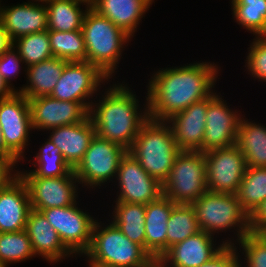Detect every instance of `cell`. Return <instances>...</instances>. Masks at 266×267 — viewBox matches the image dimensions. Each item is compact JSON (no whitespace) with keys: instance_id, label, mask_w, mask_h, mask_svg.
<instances>
[{"instance_id":"cell-35","label":"cell","mask_w":266,"mask_h":267,"mask_svg":"<svg viewBox=\"0 0 266 267\" xmlns=\"http://www.w3.org/2000/svg\"><path fill=\"white\" fill-rule=\"evenodd\" d=\"M26 67L53 57L49 30L21 36L13 41Z\"/></svg>"},{"instance_id":"cell-5","label":"cell","mask_w":266,"mask_h":267,"mask_svg":"<svg viewBox=\"0 0 266 267\" xmlns=\"http://www.w3.org/2000/svg\"><path fill=\"white\" fill-rule=\"evenodd\" d=\"M82 33L86 62L96 66L109 79L115 78L124 51L133 38L91 7L85 14Z\"/></svg>"},{"instance_id":"cell-40","label":"cell","mask_w":266,"mask_h":267,"mask_svg":"<svg viewBox=\"0 0 266 267\" xmlns=\"http://www.w3.org/2000/svg\"><path fill=\"white\" fill-rule=\"evenodd\" d=\"M249 227L251 231L258 233L266 230V199L249 215Z\"/></svg>"},{"instance_id":"cell-47","label":"cell","mask_w":266,"mask_h":267,"mask_svg":"<svg viewBox=\"0 0 266 267\" xmlns=\"http://www.w3.org/2000/svg\"><path fill=\"white\" fill-rule=\"evenodd\" d=\"M150 267H164L159 261H155Z\"/></svg>"},{"instance_id":"cell-10","label":"cell","mask_w":266,"mask_h":267,"mask_svg":"<svg viewBox=\"0 0 266 267\" xmlns=\"http://www.w3.org/2000/svg\"><path fill=\"white\" fill-rule=\"evenodd\" d=\"M109 81L108 77L89 62H67L49 96L62 101L80 102L90 110L94 97L105 84L109 85Z\"/></svg>"},{"instance_id":"cell-18","label":"cell","mask_w":266,"mask_h":267,"mask_svg":"<svg viewBox=\"0 0 266 267\" xmlns=\"http://www.w3.org/2000/svg\"><path fill=\"white\" fill-rule=\"evenodd\" d=\"M215 90L209 97L194 102L187 109L179 112L166 122L169 124L181 151H202L203 137L206 127L208 101L217 93Z\"/></svg>"},{"instance_id":"cell-38","label":"cell","mask_w":266,"mask_h":267,"mask_svg":"<svg viewBox=\"0 0 266 267\" xmlns=\"http://www.w3.org/2000/svg\"><path fill=\"white\" fill-rule=\"evenodd\" d=\"M23 64L24 62L14 46L0 56L1 76L16 92H18V87H15L12 81H16L15 79L20 76L19 74L22 72L21 70L24 69L23 73L26 72V66Z\"/></svg>"},{"instance_id":"cell-9","label":"cell","mask_w":266,"mask_h":267,"mask_svg":"<svg viewBox=\"0 0 266 267\" xmlns=\"http://www.w3.org/2000/svg\"><path fill=\"white\" fill-rule=\"evenodd\" d=\"M78 200L66 207H54L41 210L51 226L57 231L64 246L75 256L82 257L89 249L93 227L98 219L88 210L81 209Z\"/></svg>"},{"instance_id":"cell-7","label":"cell","mask_w":266,"mask_h":267,"mask_svg":"<svg viewBox=\"0 0 266 267\" xmlns=\"http://www.w3.org/2000/svg\"><path fill=\"white\" fill-rule=\"evenodd\" d=\"M127 152L119 144L95 134L82 160L73 169L81 189L95 191L103 185V189L109 187V183L113 185L121 159Z\"/></svg>"},{"instance_id":"cell-24","label":"cell","mask_w":266,"mask_h":267,"mask_svg":"<svg viewBox=\"0 0 266 267\" xmlns=\"http://www.w3.org/2000/svg\"><path fill=\"white\" fill-rule=\"evenodd\" d=\"M174 204L162 195L145 205V250L155 261L166 252L167 221Z\"/></svg>"},{"instance_id":"cell-23","label":"cell","mask_w":266,"mask_h":267,"mask_svg":"<svg viewBox=\"0 0 266 267\" xmlns=\"http://www.w3.org/2000/svg\"><path fill=\"white\" fill-rule=\"evenodd\" d=\"M154 3L155 0H95L91 8L132 38Z\"/></svg>"},{"instance_id":"cell-28","label":"cell","mask_w":266,"mask_h":267,"mask_svg":"<svg viewBox=\"0 0 266 267\" xmlns=\"http://www.w3.org/2000/svg\"><path fill=\"white\" fill-rule=\"evenodd\" d=\"M113 204V211L108 215L111 219L108 220L130 241L145 249V205L120 201H113Z\"/></svg>"},{"instance_id":"cell-11","label":"cell","mask_w":266,"mask_h":267,"mask_svg":"<svg viewBox=\"0 0 266 267\" xmlns=\"http://www.w3.org/2000/svg\"><path fill=\"white\" fill-rule=\"evenodd\" d=\"M0 125L6 147L22 162L27 157L32 121L29 100L23 94L0 100ZM27 150V152H25Z\"/></svg>"},{"instance_id":"cell-43","label":"cell","mask_w":266,"mask_h":267,"mask_svg":"<svg viewBox=\"0 0 266 267\" xmlns=\"http://www.w3.org/2000/svg\"><path fill=\"white\" fill-rule=\"evenodd\" d=\"M13 46V40L0 21V56Z\"/></svg>"},{"instance_id":"cell-26","label":"cell","mask_w":266,"mask_h":267,"mask_svg":"<svg viewBox=\"0 0 266 267\" xmlns=\"http://www.w3.org/2000/svg\"><path fill=\"white\" fill-rule=\"evenodd\" d=\"M242 115L237 136L236 146L246 159L249 167L266 168V124Z\"/></svg>"},{"instance_id":"cell-25","label":"cell","mask_w":266,"mask_h":267,"mask_svg":"<svg viewBox=\"0 0 266 267\" xmlns=\"http://www.w3.org/2000/svg\"><path fill=\"white\" fill-rule=\"evenodd\" d=\"M68 61L51 57L37 64L26 67V83L18 87V92L26 98L49 96L57 84Z\"/></svg>"},{"instance_id":"cell-27","label":"cell","mask_w":266,"mask_h":267,"mask_svg":"<svg viewBox=\"0 0 266 267\" xmlns=\"http://www.w3.org/2000/svg\"><path fill=\"white\" fill-rule=\"evenodd\" d=\"M44 143L40 144L39 150L36 151L34 158L26 161L31 162V169H18V174L21 177H61L67 176L73 169L67 164L60 149L56 147L49 137L44 138ZM33 167V169H32Z\"/></svg>"},{"instance_id":"cell-29","label":"cell","mask_w":266,"mask_h":267,"mask_svg":"<svg viewBox=\"0 0 266 267\" xmlns=\"http://www.w3.org/2000/svg\"><path fill=\"white\" fill-rule=\"evenodd\" d=\"M45 6L47 29L54 31L82 30L85 14L90 8L76 0H53Z\"/></svg>"},{"instance_id":"cell-32","label":"cell","mask_w":266,"mask_h":267,"mask_svg":"<svg viewBox=\"0 0 266 267\" xmlns=\"http://www.w3.org/2000/svg\"><path fill=\"white\" fill-rule=\"evenodd\" d=\"M236 195L242 209L250 215L266 199V168L247 166Z\"/></svg>"},{"instance_id":"cell-30","label":"cell","mask_w":266,"mask_h":267,"mask_svg":"<svg viewBox=\"0 0 266 267\" xmlns=\"http://www.w3.org/2000/svg\"><path fill=\"white\" fill-rule=\"evenodd\" d=\"M232 18L253 36H266V0H230Z\"/></svg>"},{"instance_id":"cell-44","label":"cell","mask_w":266,"mask_h":267,"mask_svg":"<svg viewBox=\"0 0 266 267\" xmlns=\"http://www.w3.org/2000/svg\"><path fill=\"white\" fill-rule=\"evenodd\" d=\"M16 91L2 78L0 73V100L13 95Z\"/></svg>"},{"instance_id":"cell-14","label":"cell","mask_w":266,"mask_h":267,"mask_svg":"<svg viewBox=\"0 0 266 267\" xmlns=\"http://www.w3.org/2000/svg\"><path fill=\"white\" fill-rule=\"evenodd\" d=\"M223 98L218 92L208 101L202 153L236 145L237 131L243 114L239 109H235V106L234 109L230 108L231 104Z\"/></svg>"},{"instance_id":"cell-13","label":"cell","mask_w":266,"mask_h":267,"mask_svg":"<svg viewBox=\"0 0 266 267\" xmlns=\"http://www.w3.org/2000/svg\"><path fill=\"white\" fill-rule=\"evenodd\" d=\"M113 184L118 189L114 201L147 205L163 195V185L128 152L121 159Z\"/></svg>"},{"instance_id":"cell-3","label":"cell","mask_w":266,"mask_h":267,"mask_svg":"<svg viewBox=\"0 0 266 267\" xmlns=\"http://www.w3.org/2000/svg\"><path fill=\"white\" fill-rule=\"evenodd\" d=\"M191 205L195 210L201 231L216 238H220L222 233L225 235L228 231L230 234L233 232L234 236L228 235L231 238L223 237L221 239L226 246H235L251 231L249 215L242 209L236 194H223L207 190Z\"/></svg>"},{"instance_id":"cell-31","label":"cell","mask_w":266,"mask_h":267,"mask_svg":"<svg viewBox=\"0 0 266 267\" xmlns=\"http://www.w3.org/2000/svg\"><path fill=\"white\" fill-rule=\"evenodd\" d=\"M200 230L191 204H174L167 221L166 251Z\"/></svg>"},{"instance_id":"cell-22","label":"cell","mask_w":266,"mask_h":267,"mask_svg":"<svg viewBox=\"0 0 266 267\" xmlns=\"http://www.w3.org/2000/svg\"><path fill=\"white\" fill-rule=\"evenodd\" d=\"M47 131L44 134L49 133L47 137L60 149L63 158L72 169L82 160L96 134L90 116L79 123L55 127Z\"/></svg>"},{"instance_id":"cell-42","label":"cell","mask_w":266,"mask_h":267,"mask_svg":"<svg viewBox=\"0 0 266 267\" xmlns=\"http://www.w3.org/2000/svg\"><path fill=\"white\" fill-rule=\"evenodd\" d=\"M0 156L8 158L18 169L21 167L20 165L21 161L5 145L2 135L1 125H0Z\"/></svg>"},{"instance_id":"cell-12","label":"cell","mask_w":266,"mask_h":267,"mask_svg":"<svg viewBox=\"0 0 266 267\" xmlns=\"http://www.w3.org/2000/svg\"><path fill=\"white\" fill-rule=\"evenodd\" d=\"M204 155L207 190L236 194L247 169L241 150L233 145L208 151Z\"/></svg>"},{"instance_id":"cell-8","label":"cell","mask_w":266,"mask_h":267,"mask_svg":"<svg viewBox=\"0 0 266 267\" xmlns=\"http://www.w3.org/2000/svg\"><path fill=\"white\" fill-rule=\"evenodd\" d=\"M206 191L204 153L181 151L163 183V195L175 204H192Z\"/></svg>"},{"instance_id":"cell-48","label":"cell","mask_w":266,"mask_h":267,"mask_svg":"<svg viewBox=\"0 0 266 267\" xmlns=\"http://www.w3.org/2000/svg\"><path fill=\"white\" fill-rule=\"evenodd\" d=\"M0 267H6V266L0 262Z\"/></svg>"},{"instance_id":"cell-36","label":"cell","mask_w":266,"mask_h":267,"mask_svg":"<svg viewBox=\"0 0 266 267\" xmlns=\"http://www.w3.org/2000/svg\"><path fill=\"white\" fill-rule=\"evenodd\" d=\"M235 248L240 252V267H266V236L264 233L250 231L235 245Z\"/></svg>"},{"instance_id":"cell-45","label":"cell","mask_w":266,"mask_h":267,"mask_svg":"<svg viewBox=\"0 0 266 267\" xmlns=\"http://www.w3.org/2000/svg\"><path fill=\"white\" fill-rule=\"evenodd\" d=\"M51 1H53V0H28V2L37 3V4H47Z\"/></svg>"},{"instance_id":"cell-19","label":"cell","mask_w":266,"mask_h":267,"mask_svg":"<svg viewBox=\"0 0 266 267\" xmlns=\"http://www.w3.org/2000/svg\"><path fill=\"white\" fill-rule=\"evenodd\" d=\"M25 231L31 241L36 257H42L49 263H61L75 256L64 246L57 231L51 226L41 211L31 209Z\"/></svg>"},{"instance_id":"cell-16","label":"cell","mask_w":266,"mask_h":267,"mask_svg":"<svg viewBox=\"0 0 266 267\" xmlns=\"http://www.w3.org/2000/svg\"><path fill=\"white\" fill-rule=\"evenodd\" d=\"M29 100L33 132L67 126L84 121L89 110L80 102L62 101L50 96Z\"/></svg>"},{"instance_id":"cell-2","label":"cell","mask_w":266,"mask_h":267,"mask_svg":"<svg viewBox=\"0 0 266 267\" xmlns=\"http://www.w3.org/2000/svg\"><path fill=\"white\" fill-rule=\"evenodd\" d=\"M114 81V78L113 82L110 80L108 88L105 86V91L102 89L98 93L89 116L99 137L119 144L128 151L142 125L149 119L148 97L145 96L144 103L140 102V97L128 86L129 83L125 80L122 83Z\"/></svg>"},{"instance_id":"cell-41","label":"cell","mask_w":266,"mask_h":267,"mask_svg":"<svg viewBox=\"0 0 266 267\" xmlns=\"http://www.w3.org/2000/svg\"><path fill=\"white\" fill-rule=\"evenodd\" d=\"M17 175V167L8 158L0 156V187L8 184Z\"/></svg>"},{"instance_id":"cell-17","label":"cell","mask_w":266,"mask_h":267,"mask_svg":"<svg viewBox=\"0 0 266 267\" xmlns=\"http://www.w3.org/2000/svg\"><path fill=\"white\" fill-rule=\"evenodd\" d=\"M219 240L218 242H216ZM216 237L199 231L171 246L158 260L164 267H199L214 258L226 245Z\"/></svg>"},{"instance_id":"cell-21","label":"cell","mask_w":266,"mask_h":267,"mask_svg":"<svg viewBox=\"0 0 266 267\" xmlns=\"http://www.w3.org/2000/svg\"><path fill=\"white\" fill-rule=\"evenodd\" d=\"M0 21L13 41L24 35L48 30L45 4L27 1L6 6L0 3Z\"/></svg>"},{"instance_id":"cell-6","label":"cell","mask_w":266,"mask_h":267,"mask_svg":"<svg viewBox=\"0 0 266 267\" xmlns=\"http://www.w3.org/2000/svg\"><path fill=\"white\" fill-rule=\"evenodd\" d=\"M181 150L166 121L149 118L141 127L128 153L162 185Z\"/></svg>"},{"instance_id":"cell-1","label":"cell","mask_w":266,"mask_h":267,"mask_svg":"<svg viewBox=\"0 0 266 267\" xmlns=\"http://www.w3.org/2000/svg\"><path fill=\"white\" fill-rule=\"evenodd\" d=\"M221 71L220 65L210 60L154 70L146 85L149 118L166 121L209 97L216 89Z\"/></svg>"},{"instance_id":"cell-4","label":"cell","mask_w":266,"mask_h":267,"mask_svg":"<svg viewBox=\"0 0 266 267\" xmlns=\"http://www.w3.org/2000/svg\"><path fill=\"white\" fill-rule=\"evenodd\" d=\"M97 219L89 249L84 253L87 266L150 267L155 260L140 245L130 241L110 220Z\"/></svg>"},{"instance_id":"cell-20","label":"cell","mask_w":266,"mask_h":267,"mask_svg":"<svg viewBox=\"0 0 266 267\" xmlns=\"http://www.w3.org/2000/svg\"><path fill=\"white\" fill-rule=\"evenodd\" d=\"M31 209L28 187L18 174L0 187V233L24 230Z\"/></svg>"},{"instance_id":"cell-39","label":"cell","mask_w":266,"mask_h":267,"mask_svg":"<svg viewBox=\"0 0 266 267\" xmlns=\"http://www.w3.org/2000/svg\"><path fill=\"white\" fill-rule=\"evenodd\" d=\"M240 260L235 246H225L214 258L199 267H240Z\"/></svg>"},{"instance_id":"cell-34","label":"cell","mask_w":266,"mask_h":267,"mask_svg":"<svg viewBox=\"0 0 266 267\" xmlns=\"http://www.w3.org/2000/svg\"><path fill=\"white\" fill-rule=\"evenodd\" d=\"M35 258L31 241L25 229L0 233V262L6 267Z\"/></svg>"},{"instance_id":"cell-46","label":"cell","mask_w":266,"mask_h":267,"mask_svg":"<svg viewBox=\"0 0 266 267\" xmlns=\"http://www.w3.org/2000/svg\"><path fill=\"white\" fill-rule=\"evenodd\" d=\"M76 1L82 2L86 5H88L89 7H92L95 3V0H76Z\"/></svg>"},{"instance_id":"cell-15","label":"cell","mask_w":266,"mask_h":267,"mask_svg":"<svg viewBox=\"0 0 266 267\" xmlns=\"http://www.w3.org/2000/svg\"><path fill=\"white\" fill-rule=\"evenodd\" d=\"M29 191L31 208L66 207L75 204L80 194V183L74 171L61 177H21Z\"/></svg>"},{"instance_id":"cell-33","label":"cell","mask_w":266,"mask_h":267,"mask_svg":"<svg viewBox=\"0 0 266 267\" xmlns=\"http://www.w3.org/2000/svg\"><path fill=\"white\" fill-rule=\"evenodd\" d=\"M51 52L54 57L72 61H86V47L82 30H49Z\"/></svg>"},{"instance_id":"cell-37","label":"cell","mask_w":266,"mask_h":267,"mask_svg":"<svg viewBox=\"0 0 266 267\" xmlns=\"http://www.w3.org/2000/svg\"><path fill=\"white\" fill-rule=\"evenodd\" d=\"M247 48L244 67L246 74L258 82H266V36H254Z\"/></svg>"}]
</instances>
